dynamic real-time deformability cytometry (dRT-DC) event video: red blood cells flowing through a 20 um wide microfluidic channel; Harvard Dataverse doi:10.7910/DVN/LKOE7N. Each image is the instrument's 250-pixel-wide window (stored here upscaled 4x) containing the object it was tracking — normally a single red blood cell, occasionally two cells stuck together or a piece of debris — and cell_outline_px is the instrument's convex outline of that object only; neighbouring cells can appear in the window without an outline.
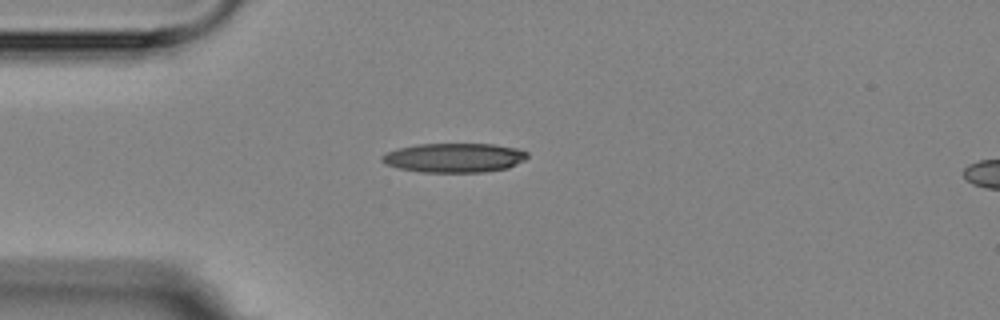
{"species": "Egyptian fruit bat (a non-hibernating species)", "species_latin": "Rousettus aegyptiacus", "temperature_condition": "room temperature", "stored_images_in_passage": 2, "segment_of_instrument_passage": [1, 2], "camera_frame_rate_fps": 3000, "um_per_image_px": 0.085, "animal": {"sex": "female"}, "frame": {"image": 1, "passage_image": 1, "time_ms": 0.0, "image_size_px": [1000, 320], "cell_outline_px": [[528, 156], [524, 160], [508, 168], [484, 172], [420, 172], [400, 168], [384, 164], [380, 160], [380, 156], [388, 152], [400, 148], [416, 144], [496, 144], [516, 148], [528, 152]], "centroid_in_image_um": [38.61, 13.41], "position_along_channel_um": 46.4, "area_um2": 24.85}}